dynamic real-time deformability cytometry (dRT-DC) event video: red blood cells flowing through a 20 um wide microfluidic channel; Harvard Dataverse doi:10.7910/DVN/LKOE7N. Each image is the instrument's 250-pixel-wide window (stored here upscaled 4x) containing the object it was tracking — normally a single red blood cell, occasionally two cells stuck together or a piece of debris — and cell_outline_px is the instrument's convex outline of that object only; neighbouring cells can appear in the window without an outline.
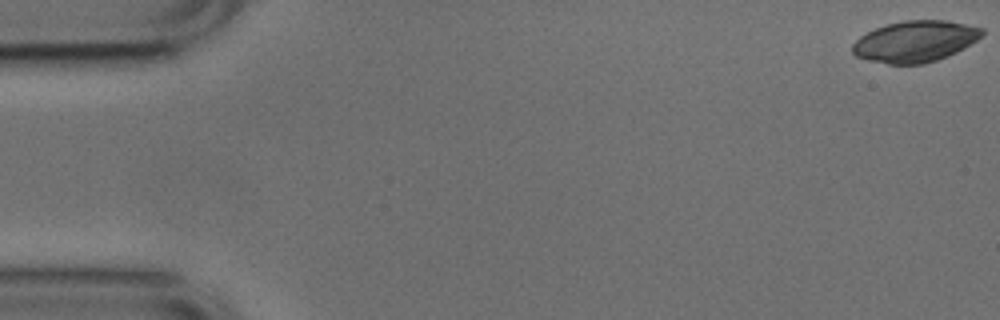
{"species": "common noctule bat (a hibernating species)", "species_latin": "Nyctalus noctula", "temperature_condition": "cold", "stored_images_in_passage": 50, "camera_frame_rate_fps": 3000, "um_per_image_px": 0.085, "animal": {"sex": "male", "body_mass_g": 17.9, "forearm_length_mm": 54.2}, "frame": {"image": 1, "passage_image": 1, "time_ms": 0.0, "image_size_px": [1000, 320], "cell_outline_px": [[984, 32], [976, 40], [964, 48], [948, 56], [924, 64], [888, 64], [868, 60], [856, 56], [852, 52], [852, 44], [860, 36], [876, 28], [888, 24], [904, 20], [948, 20], [984, 28]], "centroid_in_image_um": [77.79, 3.52], "position_along_channel_um": 7.2, "area_um2": 31.1}}
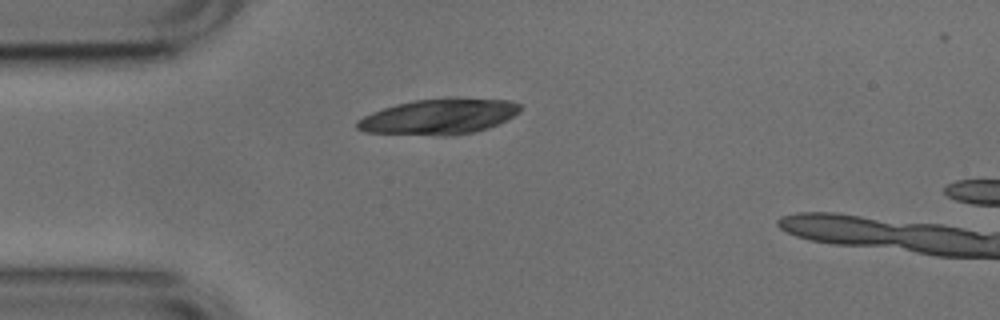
{"frame": {"image": 2, "passage_image": 14, "time_ms": 4.333, "image_size_px": [1000, 320], "cell_outline_px": [[520, 112], [488, 128], [472, 132], [444, 136], [440, 136], [368, 132], [356, 128], [356, 124], [364, 116], [372, 112], [396, 104], [416, 100], [448, 96], [452, 96], [512, 100], [520, 104]], "centroid_in_image_um": [37.36, 9.88], "position_along_channel_um": 47.6, "area_um2": 33.99}}